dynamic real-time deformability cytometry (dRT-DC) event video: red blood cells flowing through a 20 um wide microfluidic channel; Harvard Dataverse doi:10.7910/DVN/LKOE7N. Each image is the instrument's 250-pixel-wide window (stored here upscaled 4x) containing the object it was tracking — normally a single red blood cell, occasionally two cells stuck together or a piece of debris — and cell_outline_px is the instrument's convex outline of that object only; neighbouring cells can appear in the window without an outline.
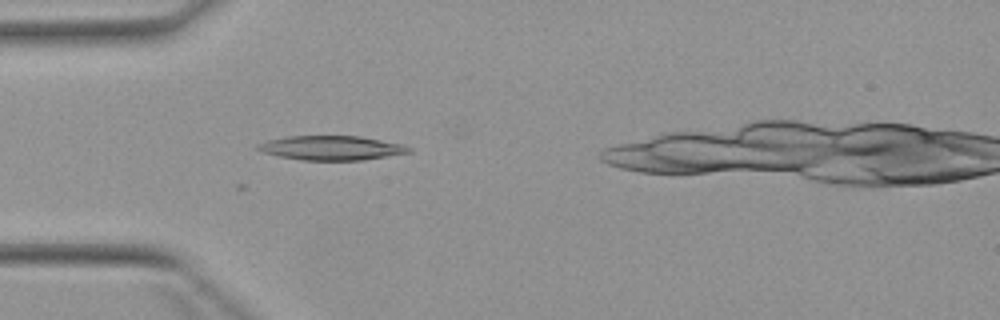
{"species": "Egyptian fruit bat (a non-hibernating species)", "species_latin": "Rousettus aegyptiacus", "temperature_condition": "warm", "stored_images_in_passage": 2, "camera_frame_rate_fps": 3000, "um_per_image_px": 0.085, "animal": {"sex": "female"}, "frame": {"image": 1, "passage_image": 1, "time_ms": 0.0, "image_size_px": [1000, 320], "cell_outline_px": [[412, 152], [364, 160], [300, 160], [280, 156], [264, 152], [256, 148], [256, 144], [268, 140], [288, 136], [360, 136], [404, 144], [412, 148]], "centroid_in_image_um": [28.22, 12.57], "position_along_channel_um": 56.8, "area_um2": 21.44}}